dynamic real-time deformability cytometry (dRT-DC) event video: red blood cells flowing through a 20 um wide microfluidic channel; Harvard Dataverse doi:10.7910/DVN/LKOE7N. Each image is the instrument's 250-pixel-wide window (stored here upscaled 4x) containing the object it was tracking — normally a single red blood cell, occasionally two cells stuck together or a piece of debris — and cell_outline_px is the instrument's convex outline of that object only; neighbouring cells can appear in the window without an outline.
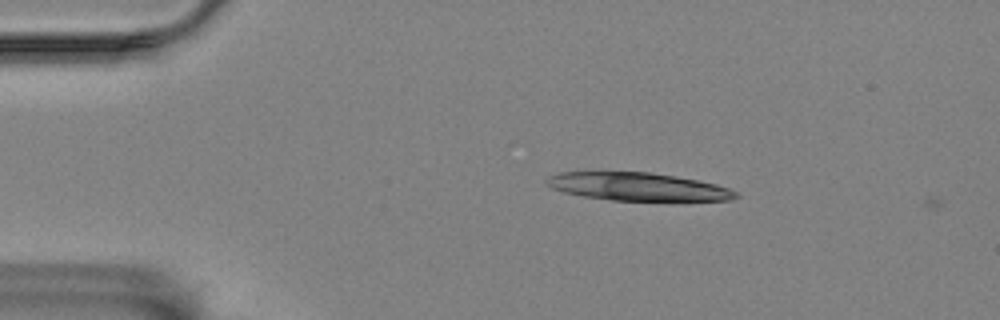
{"species": "Egyptian fruit bat (a non-hibernating species)", "species_latin": "Rousettus aegyptiacus", "temperature_condition": "room temperature", "stored_images_in_passage": 2, "camera_frame_rate_fps": 3000, "um_per_image_px": 0.085, "animal": {"sex": "female"}, "frame": {"image": 1, "passage_image": 1, "time_ms": 0.0, "image_size_px": [1000, 320], "cell_outline_px": [[740, 196], [732, 200], [612, 200], [584, 196], [564, 192], [552, 188], [544, 180], [548, 176], [560, 172], [648, 172], [676, 176], [716, 184], [728, 188], [736, 192]], "centroid_in_image_um": [54.2, 15.86], "position_along_channel_um": 30.8, "area_um2": 30.52}}